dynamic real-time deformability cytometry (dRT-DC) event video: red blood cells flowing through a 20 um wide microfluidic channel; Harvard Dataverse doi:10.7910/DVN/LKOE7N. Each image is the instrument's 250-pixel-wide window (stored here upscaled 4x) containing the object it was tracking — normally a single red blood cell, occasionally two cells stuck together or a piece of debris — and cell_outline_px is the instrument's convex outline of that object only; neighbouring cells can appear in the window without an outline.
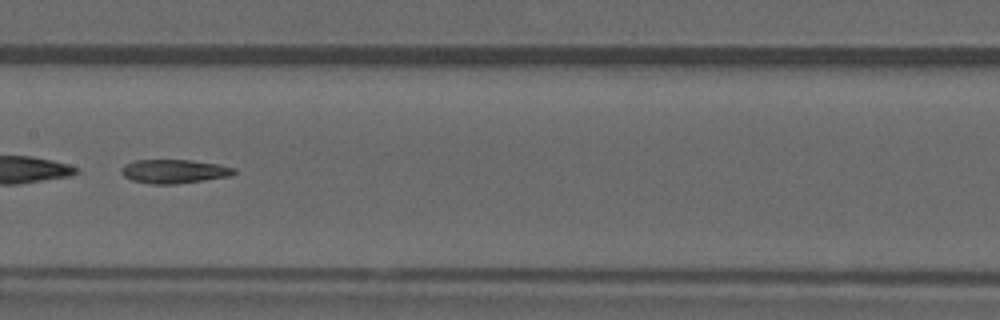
{"species": "common noctule bat (a hibernating species)", "species_latin": "Nyctalus noctula", "temperature_condition": "warm", "stored_images_in_passage": 34, "camera_frame_rate_fps": 3000, "um_per_image_px": 0.085, "animal": {"sex": "male", "forearm_length_mm": 52.5}, "frame": {"image": 1, "passage_image": 10, "time_ms": 3.0, "image_size_px": [1000, 320], "cell_outline_px": [[236, 172], [232, 176], [176, 184], [152, 184], [132, 180], [124, 176], [120, 172], [120, 168], [124, 164], [136, 160], [192, 160], [220, 164], [236, 168]], "centroid_in_image_um": [14.82, 14.56], "position_along_channel_um": 192.6, "area_um2": 15.84}}